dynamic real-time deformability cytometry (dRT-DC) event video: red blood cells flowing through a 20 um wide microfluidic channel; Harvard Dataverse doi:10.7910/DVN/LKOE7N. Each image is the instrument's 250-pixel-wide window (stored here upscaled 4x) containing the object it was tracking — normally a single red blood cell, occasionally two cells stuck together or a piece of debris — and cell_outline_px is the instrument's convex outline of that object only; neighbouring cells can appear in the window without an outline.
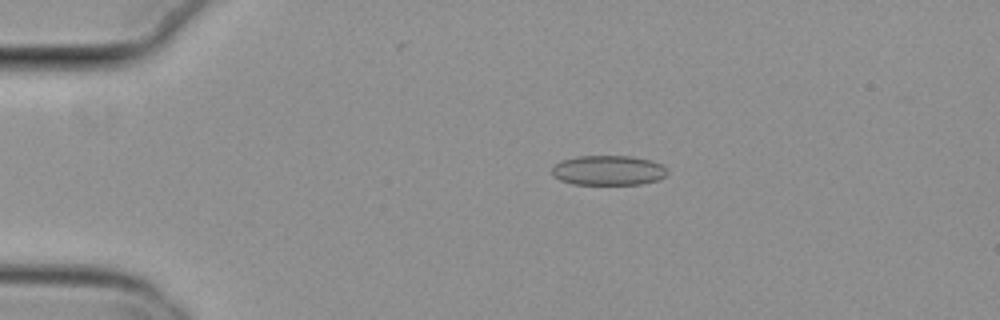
{"species": "common noctule bat (a hibernating species)", "species_latin": "Nyctalus noctula", "temperature_condition": "cold", "stored_images_in_passage": 9, "camera_frame_rate_fps": 3000, "um_per_image_px": 0.085, "animal": {"sex": "female", "body_mass_g": 29.2, "forearm_length_mm": 56.3}, "frame": {"image": 1, "passage_image": 4, "time_ms": 1.0, "image_size_px": [1000, 320], "cell_outline_px": [[668, 172], [664, 176], [656, 180], [640, 184], [572, 184], [560, 180], [552, 176], [552, 164], [560, 160], [576, 156], [632, 156], [652, 160], [660, 164]], "centroid_in_image_um": [51.63, 14.47], "position_along_channel_um": 33.4, "area_um2": 20.17}}
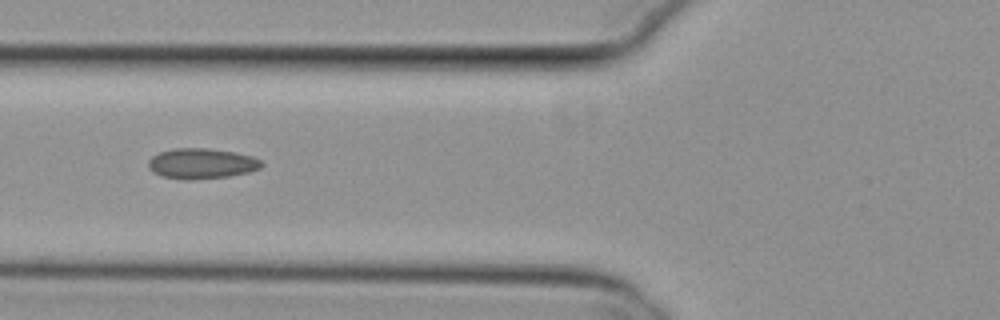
{"frame": {"image": 2, "passage_image": 7, "time_ms": 2.0, "image_size_px": [1000, 320], "cell_outline_px": [[264, 164], [260, 168], [248, 172], [228, 176], [188, 180], [160, 176], [152, 172], [148, 168], [148, 160], [152, 156], [160, 152], [172, 148], [208, 148], [236, 152], [252, 156], [260, 160]], "centroid_in_image_um": [17.11, 13.89], "position_along_channel_um": 108.7, "area_um2": 20.17}}
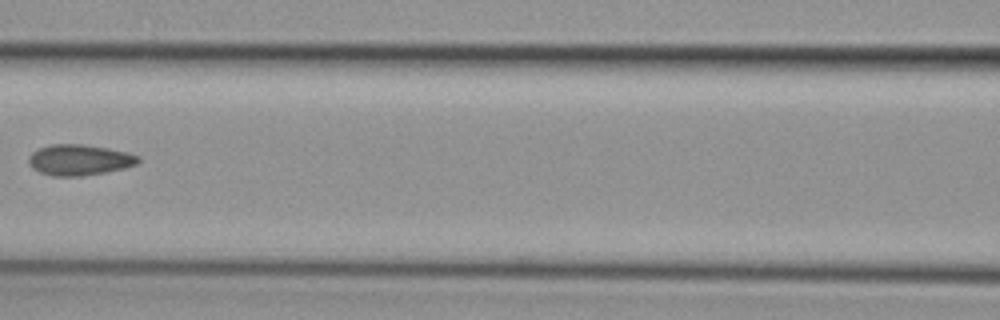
{"frame": {"image": 3, "passage_image": 8, "time_ms": 2.333, "image_size_px": [1000, 320], "cell_outline_px": [[140, 160], [136, 164], [124, 168], [104, 172], [80, 176], [52, 176], [40, 172], [32, 168], [28, 164], [28, 156], [32, 152], [40, 148], [52, 144], [84, 144], [108, 148], [128, 152], [140, 156]], "centroid_in_image_um": [6.73, 13.58], "position_along_channel_um": 159.9, "area_um2": 19.71}}